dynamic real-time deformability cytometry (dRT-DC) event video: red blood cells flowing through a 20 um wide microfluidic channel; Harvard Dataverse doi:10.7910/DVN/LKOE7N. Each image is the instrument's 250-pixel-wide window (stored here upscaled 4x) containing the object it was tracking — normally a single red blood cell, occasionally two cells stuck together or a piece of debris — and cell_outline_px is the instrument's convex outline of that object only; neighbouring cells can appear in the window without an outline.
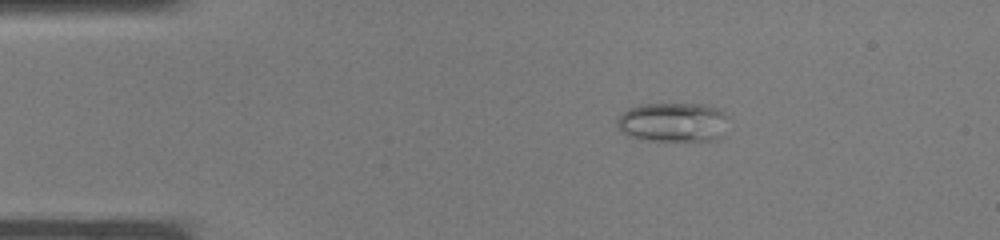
{"species": "common noctule bat (a hibernating species)", "species_latin": "Nyctalus noctula", "temperature_condition": "warm", "stored_images_in_passage": 32, "camera_frame_rate_fps": 3000, "um_per_image_px": 0.085, "animal": {"sex": "male", "body_mass_g": 19.0, "forearm_length_mm": 50.8}, "frame": {"image": 1, "passage_image": 1, "time_ms": 0.0, "image_size_px": [1000, 240], "cell_outline_px": [[732, 120], [720, 136], [716, 140], [652, 140], [628, 136], [616, 124], [616, 120], [628, 108], [640, 104], [708, 104], [720, 108]], "centroid_in_image_um": [57.29, 10.36], "position_along_channel_um": 27.7, "area_um2": 25.78}}
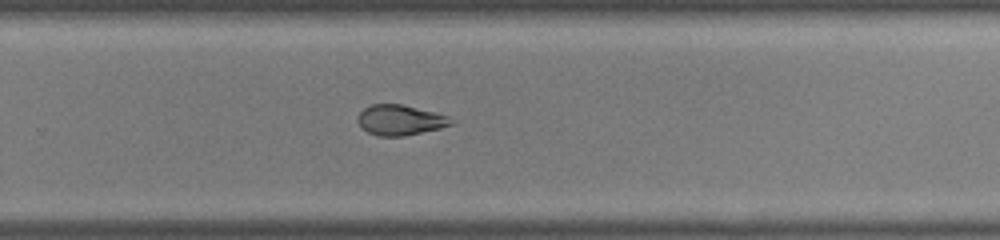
{"frame": {"image": 2, "passage_image": 19, "time_ms": 6.0, "image_size_px": [1000, 240], "cell_outline_px": [[452, 124], [440, 128], [404, 136], [376, 136], [360, 128], [356, 120], [356, 116], [364, 108], [372, 104], [400, 104], [448, 116]], "centroid_in_image_um": [33.91, 10.21], "position_along_channel_um": 295.9, "area_um2": 16.36}}
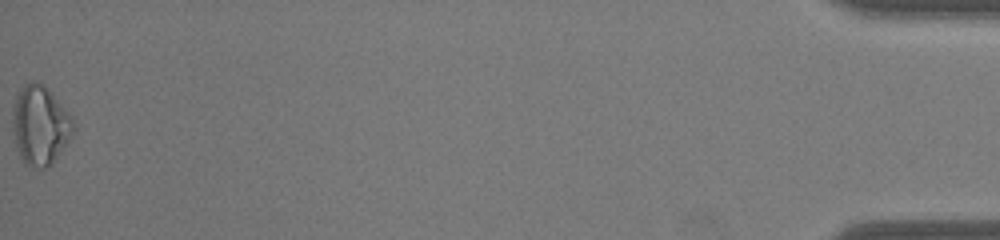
{"frame": {"image": 3, "passage_image": 32, "time_ms": 10.333, "image_size_px": [1000, 240], "cell_outline_px": [[76, 128], [52, 164], [44, 168], [40, 168], [24, 164], [16, 148], [12, 128], [12, 108], [16, 92], [24, 84], [32, 80], [44, 84], [72, 116]], "centroid_in_image_um": [3.38, 10.61], "position_along_channel_um": 431.8, "area_um2": 28.38}}